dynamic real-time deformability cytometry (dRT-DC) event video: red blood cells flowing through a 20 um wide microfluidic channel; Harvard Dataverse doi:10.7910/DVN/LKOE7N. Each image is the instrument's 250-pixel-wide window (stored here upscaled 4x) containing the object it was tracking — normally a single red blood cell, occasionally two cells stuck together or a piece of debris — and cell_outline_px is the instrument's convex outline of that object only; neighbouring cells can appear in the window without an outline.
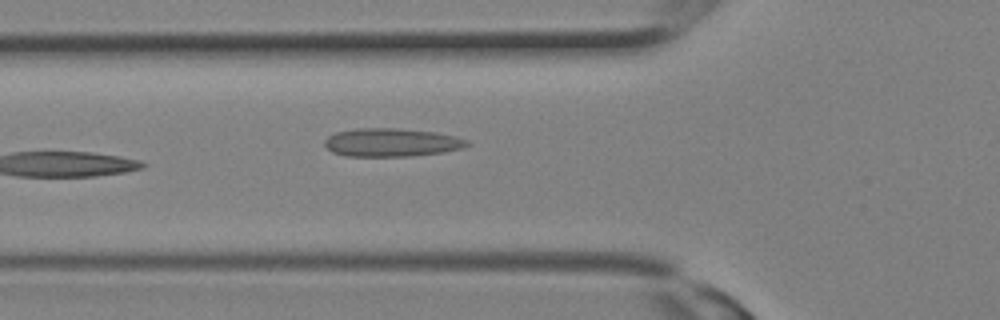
{"species": "Egyptian fruit bat (a non-hibernating species)", "species_latin": "Rousettus aegyptiacus", "temperature_condition": "room temperature", "stored_images_in_passage": 11, "camera_frame_rate_fps": 3000, "um_per_image_px": 0.085, "animal": {"sex": "female"}, "frame": {"image": 1, "passage_image": 11, "time_ms": 3.333, "image_size_px": [1000, 320], "cell_outline_px": [[472, 144], [464, 148], [440, 152], [412, 156], [344, 156], [332, 152], [324, 144], [324, 140], [328, 136], [336, 132], [356, 128], [400, 128], [432, 132], [456, 136], [468, 140]], "centroid_in_image_um": [33.28, 12.1], "position_along_channel_um": 92.5, "area_um2": 23.58}}